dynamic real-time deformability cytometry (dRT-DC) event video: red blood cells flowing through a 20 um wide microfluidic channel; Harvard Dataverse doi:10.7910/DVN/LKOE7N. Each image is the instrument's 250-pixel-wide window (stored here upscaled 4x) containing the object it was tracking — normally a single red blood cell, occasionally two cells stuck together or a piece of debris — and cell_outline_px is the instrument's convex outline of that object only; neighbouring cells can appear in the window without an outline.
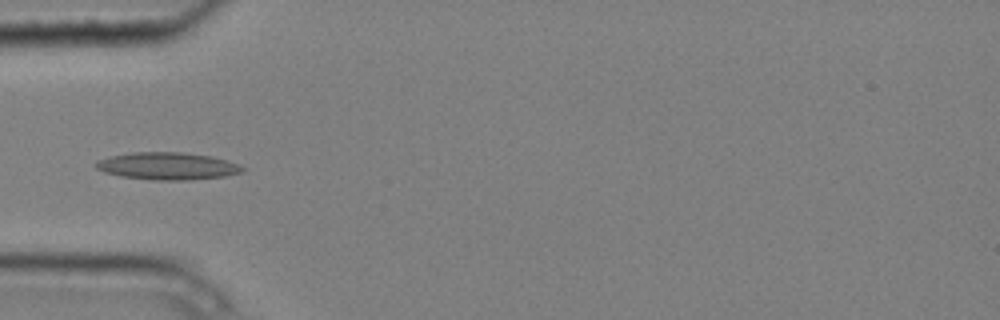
{"species": "common noctule bat (a hibernating species)", "species_latin": "Nyctalus noctula", "temperature_condition": "cold", "stored_images_in_passage": 5, "camera_frame_rate_fps": 3000, "um_per_image_px": 0.085, "animal": {"sex": "male", "body_mass_g": 20.4}, "frame": {"image": 1, "passage_image": 5, "time_ms": 1.333, "image_size_px": [1000, 320], "cell_outline_px": [[248, 168], [244, 172], [224, 176], [192, 180], [152, 180], [120, 176], [104, 172], [96, 168], [96, 160], [112, 156], [132, 152], [180, 152], [212, 156], [228, 160], [240, 164]], "centroid_in_image_um": [14.3, 14.12], "position_along_channel_um": 70.7, "area_um2": 23.58}}